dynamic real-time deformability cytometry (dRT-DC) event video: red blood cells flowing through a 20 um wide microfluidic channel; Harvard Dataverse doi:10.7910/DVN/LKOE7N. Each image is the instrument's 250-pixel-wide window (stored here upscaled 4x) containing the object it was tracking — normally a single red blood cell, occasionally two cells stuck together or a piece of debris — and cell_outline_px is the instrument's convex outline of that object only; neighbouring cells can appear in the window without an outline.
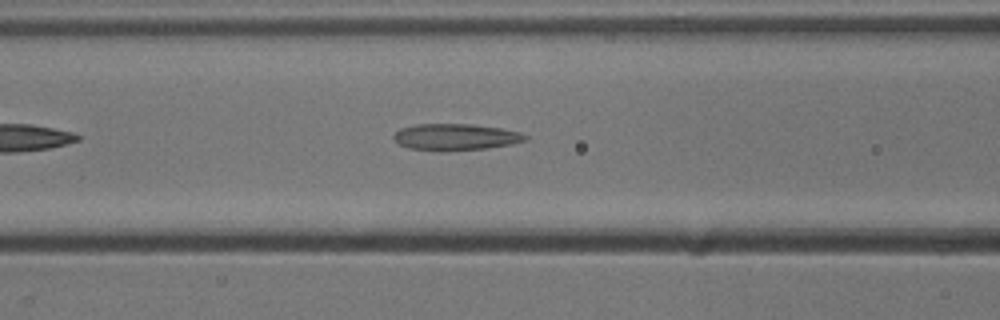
{"species": "common noctule bat (a hibernating species)", "species_latin": "Nyctalus noctula", "temperature_condition": "cold", "stored_images_in_passage": 19, "camera_frame_rate_fps": 3000, "um_per_image_px": 0.085, "animal": {"sex": "male", "body_mass_g": 13.3}, "frame": {"image": 1, "passage_image": 9, "time_ms": 2.667, "image_size_px": [1000, 320], "cell_outline_px": [[528, 140], [512, 144], [488, 148], [448, 152], [440, 152], [408, 148], [400, 144], [392, 136], [400, 128], [416, 124], [472, 124], [500, 128], [520, 132], [528, 136]], "centroid_in_image_um": [38.73, 11.66], "position_along_channel_um": 127.9, "area_um2": 20.69}}
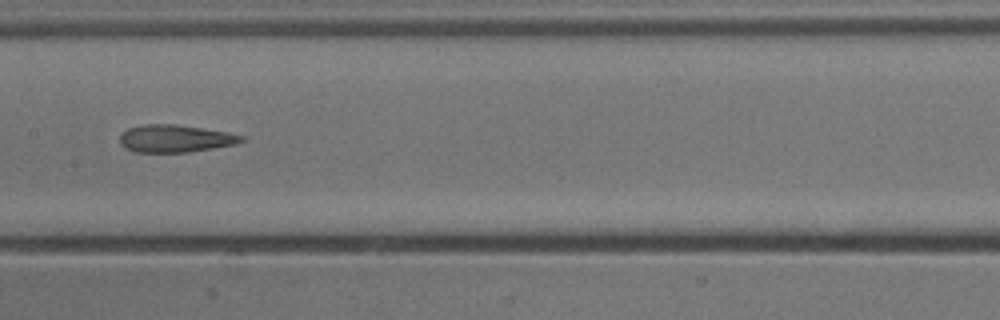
{"frame": {"image": 2, "passage_image": 14, "time_ms": 4.333, "image_size_px": [1000, 320], "cell_outline_px": [[244, 140], [236, 144], [188, 152], [136, 152], [124, 148], [120, 144], [120, 132], [128, 128], [144, 124], [172, 124], [200, 128], [224, 132], [244, 136]], "centroid_in_image_um": [14.82, 11.78], "position_along_channel_um": 192.6, "area_um2": 19.31}}